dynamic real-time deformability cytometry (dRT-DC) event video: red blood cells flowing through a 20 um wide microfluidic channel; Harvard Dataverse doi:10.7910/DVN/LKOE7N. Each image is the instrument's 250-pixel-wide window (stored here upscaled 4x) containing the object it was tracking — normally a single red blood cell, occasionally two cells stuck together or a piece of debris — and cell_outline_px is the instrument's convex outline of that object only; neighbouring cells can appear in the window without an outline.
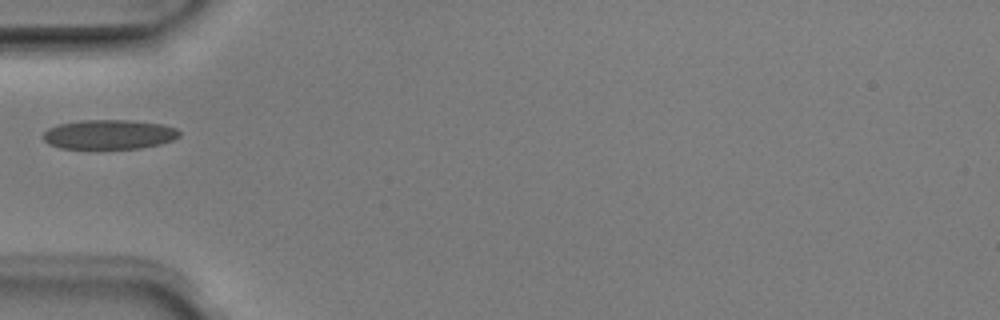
{"species": "Egyptian fruit bat (a non-hibernating species)", "species_latin": "Rousettus aegyptiacus", "temperature_condition": "room temperature", "stored_images_in_passage": 2, "camera_frame_rate_fps": 3000, "um_per_image_px": 0.085, "animal": {"sex": "male"}, "frame": {"image": 1, "passage_image": 1, "time_ms": 0.0, "image_size_px": [1000, 320], "cell_outline_px": [[180, 136], [172, 140], [160, 144], [140, 148], [60, 148], [48, 144], [40, 136], [48, 128], [60, 124], [80, 120], [132, 120], [160, 124], [176, 128], [180, 132]], "centroid_in_image_um": [9.25, 11.42], "position_along_channel_um": 75.8, "area_um2": 23.41}}
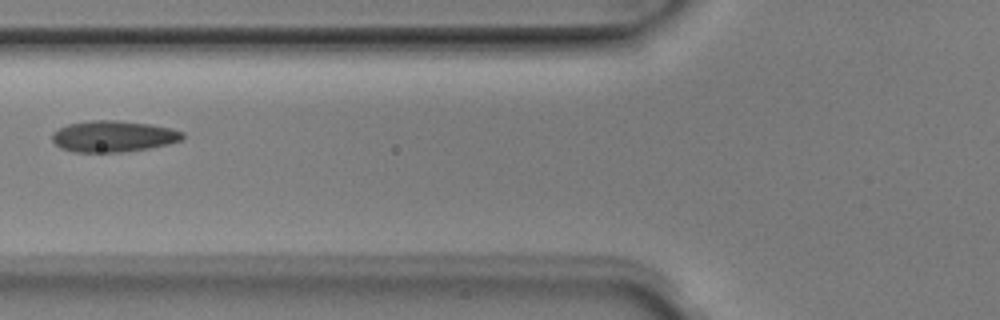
{"frame": {"image": 2, "passage_image": 2, "time_ms": 0.333, "image_size_px": [1000, 320], "cell_outline_px": [[184, 136], [180, 140], [168, 144], [148, 148], [120, 152], [76, 152], [60, 148], [52, 140], [52, 132], [68, 124], [92, 120], [116, 120], [148, 124], [172, 128], [184, 132]], "centroid_in_image_um": [9.62, 11.58], "position_along_channel_um": 116.2, "area_um2": 23.64}}